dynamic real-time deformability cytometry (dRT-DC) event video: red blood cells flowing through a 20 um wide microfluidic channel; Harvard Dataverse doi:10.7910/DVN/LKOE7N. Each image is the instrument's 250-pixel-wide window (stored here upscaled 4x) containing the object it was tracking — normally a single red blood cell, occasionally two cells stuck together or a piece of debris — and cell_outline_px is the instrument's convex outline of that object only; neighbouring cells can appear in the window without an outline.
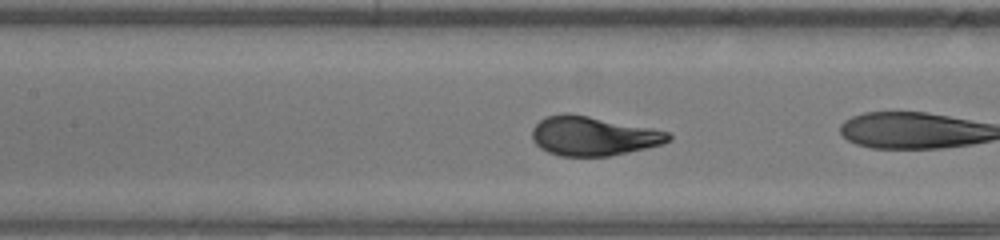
{"species": "human", "species_latin": "Homo sapiens", "temperature_condition": "warm", "stored_images_in_passage": 20, "camera_frame_rate_fps": 3000, "um_per_image_px": 0.085, "donor": {"sex": "male"}, "frame": {"image": 1, "passage_image": 15, "time_ms": 4.667, "image_size_px": [1000, 240], "cell_outline_px": [[672, 140], [664, 144], [628, 152], [608, 156], [560, 156], [548, 152], [540, 148], [532, 140], [532, 128], [540, 120], [548, 116], [564, 112], [568, 112], [652, 128], [668, 132], [672, 136]], "centroid_in_image_um": [50.42, 11.56], "position_along_channel_um": 157.0, "area_um2": 31.27}}